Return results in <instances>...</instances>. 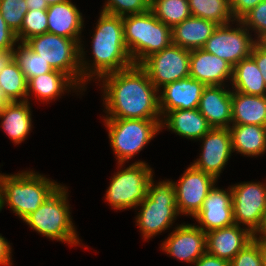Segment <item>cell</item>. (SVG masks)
I'll use <instances>...</instances> for the list:
<instances>
[{"instance_id": "6da1fadb", "label": "cell", "mask_w": 266, "mask_h": 266, "mask_svg": "<svg viewBox=\"0 0 266 266\" xmlns=\"http://www.w3.org/2000/svg\"><path fill=\"white\" fill-rule=\"evenodd\" d=\"M102 93L103 118L162 119L159 90L146 71L132 66L102 76L96 83Z\"/></svg>"}, {"instance_id": "7a4b0ae2", "label": "cell", "mask_w": 266, "mask_h": 266, "mask_svg": "<svg viewBox=\"0 0 266 266\" xmlns=\"http://www.w3.org/2000/svg\"><path fill=\"white\" fill-rule=\"evenodd\" d=\"M98 18L91 36L92 57L86 56L88 55L86 46L80 43V66L84 92L91 81L97 82L106 74L126 69L134 64L124 41L123 17L100 11Z\"/></svg>"}, {"instance_id": "3957f363", "label": "cell", "mask_w": 266, "mask_h": 266, "mask_svg": "<svg viewBox=\"0 0 266 266\" xmlns=\"http://www.w3.org/2000/svg\"><path fill=\"white\" fill-rule=\"evenodd\" d=\"M61 185L35 170L2 173L1 207L8 208L22 221L36 211Z\"/></svg>"}, {"instance_id": "277c9868", "label": "cell", "mask_w": 266, "mask_h": 266, "mask_svg": "<svg viewBox=\"0 0 266 266\" xmlns=\"http://www.w3.org/2000/svg\"><path fill=\"white\" fill-rule=\"evenodd\" d=\"M66 185L61 184L49 197L32 212L23 223L50 240L59 241L69 246H85L79 238L71 214L69 192Z\"/></svg>"}, {"instance_id": "5b68a950", "label": "cell", "mask_w": 266, "mask_h": 266, "mask_svg": "<svg viewBox=\"0 0 266 266\" xmlns=\"http://www.w3.org/2000/svg\"><path fill=\"white\" fill-rule=\"evenodd\" d=\"M154 177L155 175L149 181L147 196L134 209L137 210L134 217L135 225L138 226L144 241L161 235L170 228L174 229L173 224L180 216L176 207L173 180L168 178L157 181Z\"/></svg>"}, {"instance_id": "8992f818", "label": "cell", "mask_w": 266, "mask_h": 266, "mask_svg": "<svg viewBox=\"0 0 266 266\" xmlns=\"http://www.w3.org/2000/svg\"><path fill=\"white\" fill-rule=\"evenodd\" d=\"M124 41L134 64L172 44L171 27L165 25L153 12L123 17Z\"/></svg>"}, {"instance_id": "52a82bcc", "label": "cell", "mask_w": 266, "mask_h": 266, "mask_svg": "<svg viewBox=\"0 0 266 266\" xmlns=\"http://www.w3.org/2000/svg\"><path fill=\"white\" fill-rule=\"evenodd\" d=\"M162 119L103 118L117 163H129L161 130Z\"/></svg>"}, {"instance_id": "ba28073f", "label": "cell", "mask_w": 266, "mask_h": 266, "mask_svg": "<svg viewBox=\"0 0 266 266\" xmlns=\"http://www.w3.org/2000/svg\"><path fill=\"white\" fill-rule=\"evenodd\" d=\"M117 172L110 178L104 200L116 212L135 209L147 196L154 169L146 161L138 160L125 167L117 163Z\"/></svg>"}, {"instance_id": "9c48e42d", "label": "cell", "mask_w": 266, "mask_h": 266, "mask_svg": "<svg viewBox=\"0 0 266 266\" xmlns=\"http://www.w3.org/2000/svg\"><path fill=\"white\" fill-rule=\"evenodd\" d=\"M25 43L47 61L53 70L68 75L82 89L81 42L47 32L31 37Z\"/></svg>"}, {"instance_id": "30bf717a", "label": "cell", "mask_w": 266, "mask_h": 266, "mask_svg": "<svg viewBox=\"0 0 266 266\" xmlns=\"http://www.w3.org/2000/svg\"><path fill=\"white\" fill-rule=\"evenodd\" d=\"M245 181L231 185L234 222L254 235L266 215V180Z\"/></svg>"}, {"instance_id": "8fae6325", "label": "cell", "mask_w": 266, "mask_h": 266, "mask_svg": "<svg viewBox=\"0 0 266 266\" xmlns=\"http://www.w3.org/2000/svg\"><path fill=\"white\" fill-rule=\"evenodd\" d=\"M234 25V26H233ZM256 40L240 20L218 25L202 49L222 58L233 67L250 56Z\"/></svg>"}, {"instance_id": "7c38bea8", "label": "cell", "mask_w": 266, "mask_h": 266, "mask_svg": "<svg viewBox=\"0 0 266 266\" xmlns=\"http://www.w3.org/2000/svg\"><path fill=\"white\" fill-rule=\"evenodd\" d=\"M140 66L152 84L160 90L166 84L189 77L190 50L171 44L146 58Z\"/></svg>"}, {"instance_id": "4fadbf2b", "label": "cell", "mask_w": 266, "mask_h": 266, "mask_svg": "<svg viewBox=\"0 0 266 266\" xmlns=\"http://www.w3.org/2000/svg\"><path fill=\"white\" fill-rule=\"evenodd\" d=\"M218 180L202 170L195 168L191 163L176 181H173L176 190V207L180 216L194 217Z\"/></svg>"}, {"instance_id": "5bb4252c", "label": "cell", "mask_w": 266, "mask_h": 266, "mask_svg": "<svg viewBox=\"0 0 266 266\" xmlns=\"http://www.w3.org/2000/svg\"><path fill=\"white\" fill-rule=\"evenodd\" d=\"M168 234L159 248L169 257L192 265L206 253V232L196 224L176 223Z\"/></svg>"}, {"instance_id": "9a60e30c", "label": "cell", "mask_w": 266, "mask_h": 266, "mask_svg": "<svg viewBox=\"0 0 266 266\" xmlns=\"http://www.w3.org/2000/svg\"><path fill=\"white\" fill-rule=\"evenodd\" d=\"M198 141L201 153L191 164L218 180L233 153L229 128H211Z\"/></svg>"}, {"instance_id": "2e32d148", "label": "cell", "mask_w": 266, "mask_h": 266, "mask_svg": "<svg viewBox=\"0 0 266 266\" xmlns=\"http://www.w3.org/2000/svg\"><path fill=\"white\" fill-rule=\"evenodd\" d=\"M216 186L209 191L200 211L193 217L198 223L196 226L206 233L235 224L231 187Z\"/></svg>"}, {"instance_id": "e0dca14e", "label": "cell", "mask_w": 266, "mask_h": 266, "mask_svg": "<svg viewBox=\"0 0 266 266\" xmlns=\"http://www.w3.org/2000/svg\"><path fill=\"white\" fill-rule=\"evenodd\" d=\"M205 85L186 77L166 84L159 90V109L162 118L169 112L181 109H197Z\"/></svg>"}, {"instance_id": "ac0fdd59", "label": "cell", "mask_w": 266, "mask_h": 266, "mask_svg": "<svg viewBox=\"0 0 266 266\" xmlns=\"http://www.w3.org/2000/svg\"><path fill=\"white\" fill-rule=\"evenodd\" d=\"M232 90L230 85L205 86L198 106L199 112L212 128L232 125Z\"/></svg>"}, {"instance_id": "d6986e66", "label": "cell", "mask_w": 266, "mask_h": 266, "mask_svg": "<svg viewBox=\"0 0 266 266\" xmlns=\"http://www.w3.org/2000/svg\"><path fill=\"white\" fill-rule=\"evenodd\" d=\"M233 66L204 49L190 50V77L205 86L230 85Z\"/></svg>"}, {"instance_id": "ffe728a7", "label": "cell", "mask_w": 266, "mask_h": 266, "mask_svg": "<svg viewBox=\"0 0 266 266\" xmlns=\"http://www.w3.org/2000/svg\"><path fill=\"white\" fill-rule=\"evenodd\" d=\"M255 235L236 223L206 233V252L220 259L231 261L249 244Z\"/></svg>"}, {"instance_id": "44dd1931", "label": "cell", "mask_w": 266, "mask_h": 266, "mask_svg": "<svg viewBox=\"0 0 266 266\" xmlns=\"http://www.w3.org/2000/svg\"><path fill=\"white\" fill-rule=\"evenodd\" d=\"M72 92L79 96L78 94L83 95L84 91L68 75L53 70L32 77L28 81L27 101H32L30 99L34 96V99H38L41 103L50 104V102L62 98L61 96Z\"/></svg>"}, {"instance_id": "7402d4cb", "label": "cell", "mask_w": 266, "mask_h": 266, "mask_svg": "<svg viewBox=\"0 0 266 266\" xmlns=\"http://www.w3.org/2000/svg\"><path fill=\"white\" fill-rule=\"evenodd\" d=\"M47 32L83 42L85 17L72 0L48 6Z\"/></svg>"}, {"instance_id": "603a6c76", "label": "cell", "mask_w": 266, "mask_h": 266, "mask_svg": "<svg viewBox=\"0 0 266 266\" xmlns=\"http://www.w3.org/2000/svg\"><path fill=\"white\" fill-rule=\"evenodd\" d=\"M32 103L28 101L9 102L0 107V126L4 134L15 145H19L32 132Z\"/></svg>"}, {"instance_id": "cb8c5ba5", "label": "cell", "mask_w": 266, "mask_h": 266, "mask_svg": "<svg viewBox=\"0 0 266 266\" xmlns=\"http://www.w3.org/2000/svg\"><path fill=\"white\" fill-rule=\"evenodd\" d=\"M169 130L187 140H200L212 127L197 109L169 111L161 122V130Z\"/></svg>"}, {"instance_id": "d4e9b609", "label": "cell", "mask_w": 266, "mask_h": 266, "mask_svg": "<svg viewBox=\"0 0 266 266\" xmlns=\"http://www.w3.org/2000/svg\"><path fill=\"white\" fill-rule=\"evenodd\" d=\"M217 27L214 21L191 15L171 28L172 44L188 50L201 49Z\"/></svg>"}, {"instance_id": "484cf974", "label": "cell", "mask_w": 266, "mask_h": 266, "mask_svg": "<svg viewBox=\"0 0 266 266\" xmlns=\"http://www.w3.org/2000/svg\"><path fill=\"white\" fill-rule=\"evenodd\" d=\"M229 131L233 153L251 158H257L266 153V127L254 124H232Z\"/></svg>"}, {"instance_id": "4316f807", "label": "cell", "mask_w": 266, "mask_h": 266, "mask_svg": "<svg viewBox=\"0 0 266 266\" xmlns=\"http://www.w3.org/2000/svg\"><path fill=\"white\" fill-rule=\"evenodd\" d=\"M232 124L266 127V95H246L232 90Z\"/></svg>"}, {"instance_id": "83f0119b", "label": "cell", "mask_w": 266, "mask_h": 266, "mask_svg": "<svg viewBox=\"0 0 266 266\" xmlns=\"http://www.w3.org/2000/svg\"><path fill=\"white\" fill-rule=\"evenodd\" d=\"M230 86L231 90L246 95H266L263 74L251 56L242 59L233 67Z\"/></svg>"}, {"instance_id": "f1b7e54d", "label": "cell", "mask_w": 266, "mask_h": 266, "mask_svg": "<svg viewBox=\"0 0 266 266\" xmlns=\"http://www.w3.org/2000/svg\"><path fill=\"white\" fill-rule=\"evenodd\" d=\"M192 16L226 25L235 21L230 0H188Z\"/></svg>"}, {"instance_id": "f546056e", "label": "cell", "mask_w": 266, "mask_h": 266, "mask_svg": "<svg viewBox=\"0 0 266 266\" xmlns=\"http://www.w3.org/2000/svg\"><path fill=\"white\" fill-rule=\"evenodd\" d=\"M0 87L10 102L27 101L28 80L15 60L1 70Z\"/></svg>"}, {"instance_id": "4dcf8cb0", "label": "cell", "mask_w": 266, "mask_h": 266, "mask_svg": "<svg viewBox=\"0 0 266 266\" xmlns=\"http://www.w3.org/2000/svg\"><path fill=\"white\" fill-rule=\"evenodd\" d=\"M151 11L171 28L191 16L188 0H153Z\"/></svg>"}, {"instance_id": "1f68e13d", "label": "cell", "mask_w": 266, "mask_h": 266, "mask_svg": "<svg viewBox=\"0 0 266 266\" xmlns=\"http://www.w3.org/2000/svg\"><path fill=\"white\" fill-rule=\"evenodd\" d=\"M14 60L29 81L32 77L53 71V68L40 55L32 51L26 43L18 42L14 47Z\"/></svg>"}, {"instance_id": "d6a6232c", "label": "cell", "mask_w": 266, "mask_h": 266, "mask_svg": "<svg viewBox=\"0 0 266 266\" xmlns=\"http://www.w3.org/2000/svg\"><path fill=\"white\" fill-rule=\"evenodd\" d=\"M47 10H28L23 18L20 31L16 34L18 42L25 43L31 37L47 33Z\"/></svg>"}, {"instance_id": "836d02e7", "label": "cell", "mask_w": 266, "mask_h": 266, "mask_svg": "<svg viewBox=\"0 0 266 266\" xmlns=\"http://www.w3.org/2000/svg\"><path fill=\"white\" fill-rule=\"evenodd\" d=\"M101 12L116 16L142 14L151 10L150 0H105Z\"/></svg>"}, {"instance_id": "e575fe53", "label": "cell", "mask_w": 266, "mask_h": 266, "mask_svg": "<svg viewBox=\"0 0 266 266\" xmlns=\"http://www.w3.org/2000/svg\"><path fill=\"white\" fill-rule=\"evenodd\" d=\"M27 12L28 6L25 0H0V13L15 34L20 31Z\"/></svg>"}, {"instance_id": "d590c367", "label": "cell", "mask_w": 266, "mask_h": 266, "mask_svg": "<svg viewBox=\"0 0 266 266\" xmlns=\"http://www.w3.org/2000/svg\"><path fill=\"white\" fill-rule=\"evenodd\" d=\"M244 26L251 31L254 39L266 33V0H262L251 9L241 20Z\"/></svg>"}, {"instance_id": "8d00e7d4", "label": "cell", "mask_w": 266, "mask_h": 266, "mask_svg": "<svg viewBox=\"0 0 266 266\" xmlns=\"http://www.w3.org/2000/svg\"><path fill=\"white\" fill-rule=\"evenodd\" d=\"M230 266H263L260 241L254 237L230 261Z\"/></svg>"}, {"instance_id": "74e56055", "label": "cell", "mask_w": 266, "mask_h": 266, "mask_svg": "<svg viewBox=\"0 0 266 266\" xmlns=\"http://www.w3.org/2000/svg\"><path fill=\"white\" fill-rule=\"evenodd\" d=\"M262 0H230V8L235 20H241Z\"/></svg>"}, {"instance_id": "f35d334b", "label": "cell", "mask_w": 266, "mask_h": 266, "mask_svg": "<svg viewBox=\"0 0 266 266\" xmlns=\"http://www.w3.org/2000/svg\"><path fill=\"white\" fill-rule=\"evenodd\" d=\"M17 43L16 34L8 27L0 13V49L14 48Z\"/></svg>"}, {"instance_id": "ab89813d", "label": "cell", "mask_w": 266, "mask_h": 266, "mask_svg": "<svg viewBox=\"0 0 266 266\" xmlns=\"http://www.w3.org/2000/svg\"><path fill=\"white\" fill-rule=\"evenodd\" d=\"M12 245L0 234V266H13Z\"/></svg>"}, {"instance_id": "60d3db41", "label": "cell", "mask_w": 266, "mask_h": 266, "mask_svg": "<svg viewBox=\"0 0 266 266\" xmlns=\"http://www.w3.org/2000/svg\"><path fill=\"white\" fill-rule=\"evenodd\" d=\"M250 56L254 59L258 68L262 72L266 85V50H264L257 43H255L251 50Z\"/></svg>"}, {"instance_id": "b9f144b4", "label": "cell", "mask_w": 266, "mask_h": 266, "mask_svg": "<svg viewBox=\"0 0 266 266\" xmlns=\"http://www.w3.org/2000/svg\"><path fill=\"white\" fill-rule=\"evenodd\" d=\"M192 266H230V261L204 253Z\"/></svg>"}, {"instance_id": "7bdbcfd3", "label": "cell", "mask_w": 266, "mask_h": 266, "mask_svg": "<svg viewBox=\"0 0 266 266\" xmlns=\"http://www.w3.org/2000/svg\"><path fill=\"white\" fill-rule=\"evenodd\" d=\"M14 61V48L0 49V72Z\"/></svg>"}, {"instance_id": "ee69618b", "label": "cell", "mask_w": 266, "mask_h": 266, "mask_svg": "<svg viewBox=\"0 0 266 266\" xmlns=\"http://www.w3.org/2000/svg\"><path fill=\"white\" fill-rule=\"evenodd\" d=\"M25 2L28 6V10H40L48 8L45 0H25Z\"/></svg>"}, {"instance_id": "f6af8a7d", "label": "cell", "mask_w": 266, "mask_h": 266, "mask_svg": "<svg viewBox=\"0 0 266 266\" xmlns=\"http://www.w3.org/2000/svg\"><path fill=\"white\" fill-rule=\"evenodd\" d=\"M255 238L266 243V215L264 217L261 228L256 232Z\"/></svg>"}, {"instance_id": "bcb514c9", "label": "cell", "mask_w": 266, "mask_h": 266, "mask_svg": "<svg viewBox=\"0 0 266 266\" xmlns=\"http://www.w3.org/2000/svg\"><path fill=\"white\" fill-rule=\"evenodd\" d=\"M260 250L262 255L263 266H266V243L260 241Z\"/></svg>"}, {"instance_id": "7dc6e473", "label": "cell", "mask_w": 266, "mask_h": 266, "mask_svg": "<svg viewBox=\"0 0 266 266\" xmlns=\"http://www.w3.org/2000/svg\"><path fill=\"white\" fill-rule=\"evenodd\" d=\"M256 43L262 47L264 50H266V33H264L262 36H260L257 40Z\"/></svg>"}, {"instance_id": "c3c4849f", "label": "cell", "mask_w": 266, "mask_h": 266, "mask_svg": "<svg viewBox=\"0 0 266 266\" xmlns=\"http://www.w3.org/2000/svg\"><path fill=\"white\" fill-rule=\"evenodd\" d=\"M10 101L6 98V96L4 95L1 87H0V107L9 103Z\"/></svg>"}, {"instance_id": "681fc988", "label": "cell", "mask_w": 266, "mask_h": 266, "mask_svg": "<svg viewBox=\"0 0 266 266\" xmlns=\"http://www.w3.org/2000/svg\"><path fill=\"white\" fill-rule=\"evenodd\" d=\"M66 1H68V0H45L46 4L48 6L53 5V4L63 3Z\"/></svg>"}]
</instances>
